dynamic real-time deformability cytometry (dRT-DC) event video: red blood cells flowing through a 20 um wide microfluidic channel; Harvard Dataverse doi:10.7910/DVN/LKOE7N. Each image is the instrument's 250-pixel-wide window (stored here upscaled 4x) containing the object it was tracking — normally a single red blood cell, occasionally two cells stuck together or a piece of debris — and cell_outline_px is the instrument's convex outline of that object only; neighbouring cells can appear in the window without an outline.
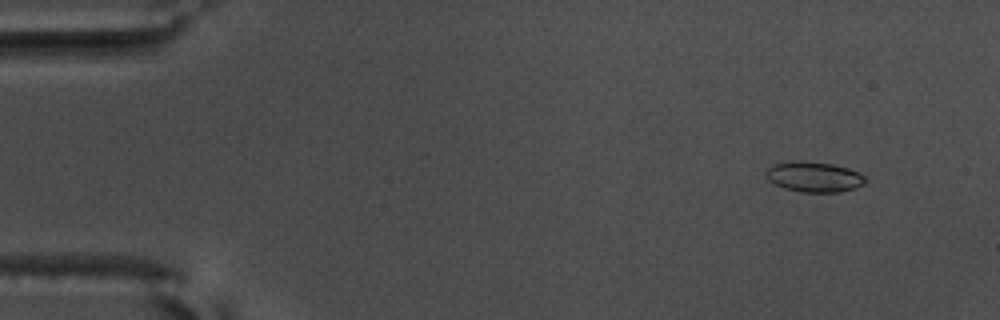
{"species": "common noctule bat (a hibernating species)", "species_latin": "Nyctalus noctula", "temperature_condition": "warm", "stored_images_in_passage": 58, "camera_frame_rate_fps": 3000, "um_per_image_px": 0.085, "animal": {"sex": "male", "body_mass_g": 17.5, "forearm_length_mm": 52.3}, "frame": {"image": 1, "passage_image": 6, "time_ms": 1.667, "image_size_px": [1000, 320], "cell_outline_px": [[864, 184], [840, 192], [800, 192], [784, 188], [768, 180], [764, 176], [764, 172], [768, 168], [776, 164], [832, 164], [848, 168], [860, 172], [864, 176]], "centroid_in_image_um": [69.21, 15.09], "position_along_channel_um": 15.8, "area_um2": 16.65}}
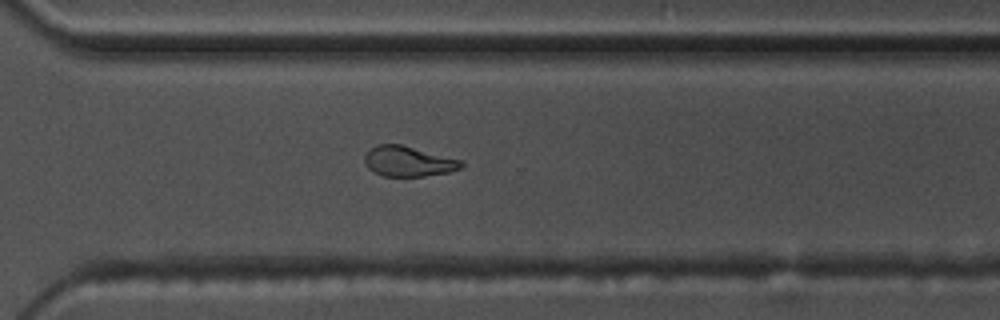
{"frame": {"image": 2, "passage_image": 42, "time_ms": 13.667, "image_size_px": [1000, 320], "cell_outline_px": [[464, 164], [460, 168], [448, 172], [424, 176], [384, 176], [372, 172], [364, 164], [364, 156], [376, 144], [400, 144], [460, 160]], "centroid_in_image_um": [34.65, 13.72], "position_along_channel_um": 336.0, "area_um2": 16.82}}
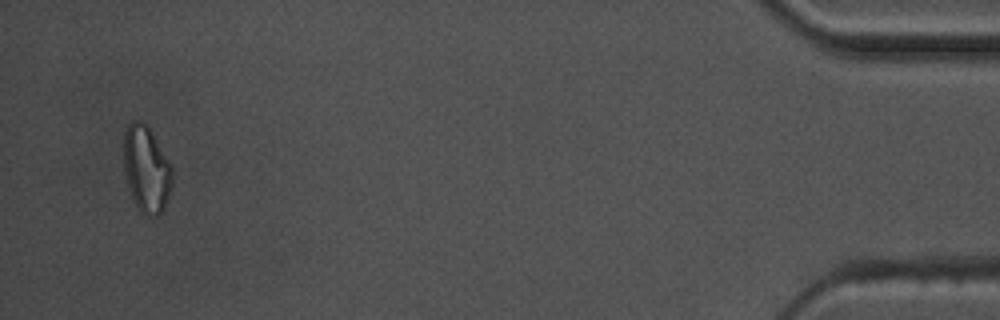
{"frame": {"image": 3, "passage_image": 56, "time_ms": 18.333, "image_size_px": [1000, 320], "cell_outline_px": [[172, 184], [164, 208], [156, 216], [140, 212], [136, 208], [128, 188], [124, 172], [124, 132], [128, 124], [132, 120], [140, 120], [148, 124], [168, 160], [172, 168]], "centroid_in_image_um": [12.42, 14.35], "position_along_channel_um": 422.8, "area_um2": 24.57}, "authors_computed_cell_mechanics": {"area_um2": 17.2822, "velocity_mm_per_s": 3.6082, "shape_relaxation_time_tau1_ms": 6.5169, "shape_relaxation_time_tau2_ms": 1.5435, "deformation_change_tau1": 0.1914, "deformation_change_tau2": 0.079}}